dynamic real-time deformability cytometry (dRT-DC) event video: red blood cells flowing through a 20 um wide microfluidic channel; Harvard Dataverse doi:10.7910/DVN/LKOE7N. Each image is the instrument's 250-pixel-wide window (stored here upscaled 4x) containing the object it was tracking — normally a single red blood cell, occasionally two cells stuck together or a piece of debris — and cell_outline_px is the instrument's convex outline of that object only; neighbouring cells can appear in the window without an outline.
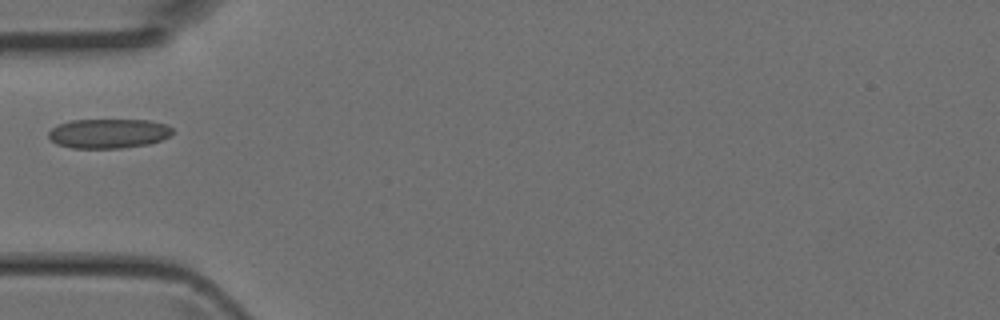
{"species": "Egyptian fruit bat (a non-hibernating species)", "species_latin": "Rousettus aegyptiacus", "temperature_condition": "room temperature", "stored_images_in_passage": 3, "camera_frame_rate_fps": 3000, "um_per_image_px": 0.085, "animal": {"sex": "female"}, "frame": {"image": 1, "passage_image": 3, "time_ms": 0.667, "image_size_px": [1000, 320], "cell_outline_px": [[172, 132], [168, 136], [160, 140], [148, 144], [120, 148], [72, 148], [56, 144], [48, 136], [48, 132], [56, 124], [72, 120], [148, 120], [168, 124], [172, 128]], "centroid_in_image_um": [9.19, 11.34], "position_along_channel_um": 75.8, "area_um2": 21.33}}